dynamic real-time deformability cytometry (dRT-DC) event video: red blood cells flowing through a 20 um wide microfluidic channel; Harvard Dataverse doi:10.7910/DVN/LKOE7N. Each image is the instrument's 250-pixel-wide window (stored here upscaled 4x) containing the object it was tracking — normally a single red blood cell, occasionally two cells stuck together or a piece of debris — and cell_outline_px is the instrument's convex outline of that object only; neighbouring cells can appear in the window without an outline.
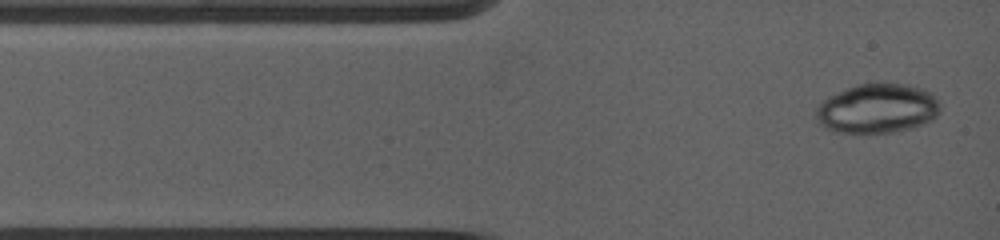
{"species": "common noctule bat (a hibernating species)", "species_latin": "Nyctalus noctula", "temperature_condition": "warm", "stored_images_in_passage": 5, "camera_frame_rate_fps": 5000, "um_per_image_px": 0.085, "animal": {"sex": "female", "body_mass_g": 19.0, "forearm_length_mm": 53.3}, "frame": {"image": 1, "passage_image": 1, "time_ms": 0.0, "image_size_px": [1000, 240], "cell_outline_px": [[940, 112], [936, 116], [928, 120], [904, 128], [888, 132], [844, 132], [828, 128], [816, 116], [816, 108], [824, 100], [832, 96], [852, 88], [864, 84], [896, 84], [916, 88], [928, 92], [940, 104]], "centroid_in_image_um": [74.58, 9.23], "position_along_channel_um": 10.4, "area_um2": 33.64}}